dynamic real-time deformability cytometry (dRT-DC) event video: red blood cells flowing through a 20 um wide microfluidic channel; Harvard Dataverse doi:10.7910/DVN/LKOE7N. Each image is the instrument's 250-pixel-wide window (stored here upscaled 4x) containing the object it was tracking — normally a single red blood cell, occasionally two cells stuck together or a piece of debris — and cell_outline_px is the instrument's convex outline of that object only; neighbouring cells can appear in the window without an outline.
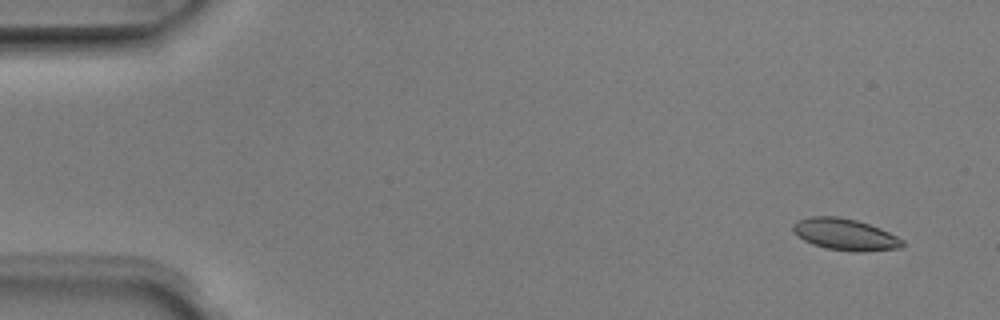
{"species": "Egyptian fruit bat (a non-hibernating species)", "species_latin": "Rousettus aegyptiacus", "temperature_condition": "room temperature", "stored_images_in_passage": 6, "camera_frame_rate_fps": 3000, "um_per_image_px": 0.085, "animal": {"sex": "male"}, "frame": {"image": 1, "passage_image": 1, "time_ms": 0.0, "image_size_px": [1000, 320], "cell_outline_px": [[904, 244], [900, 248], [864, 252], [852, 252], [828, 248], [812, 244], [804, 240], [792, 232], [792, 224], [808, 216], [836, 216], [856, 220], [880, 228], [904, 240]], "centroid_in_image_um": [71.82, 19.93], "position_along_channel_um": 13.2, "area_um2": 20.17}}
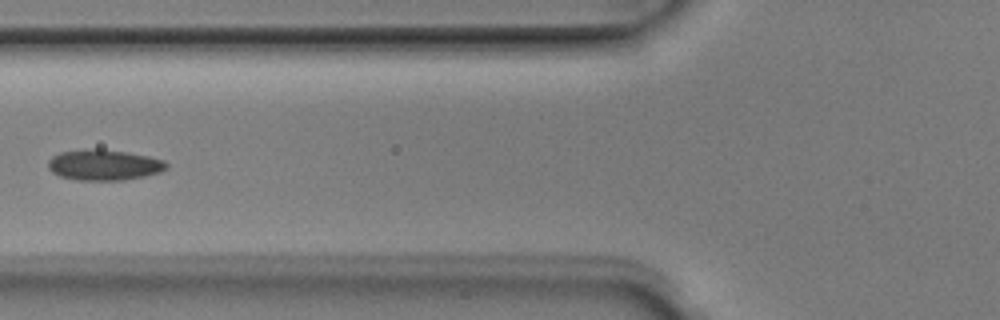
{"frame": {"image": 2, "passage_image": 5, "time_ms": 1.333, "image_size_px": [1000, 320], "cell_outline_px": [[168, 168], [160, 172], [144, 176], [124, 180], [76, 180], [60, 176], [52, 172], [48, 168], [48, 160], [52, 156], [60, 152], [96, 148], [128, 152], [148, 156], [164, 160], [168, 164]], "centroid_in_image_um": [8.84, 14.02], "position_along_channel_um": 117.0, "area_um2": 21.27}}
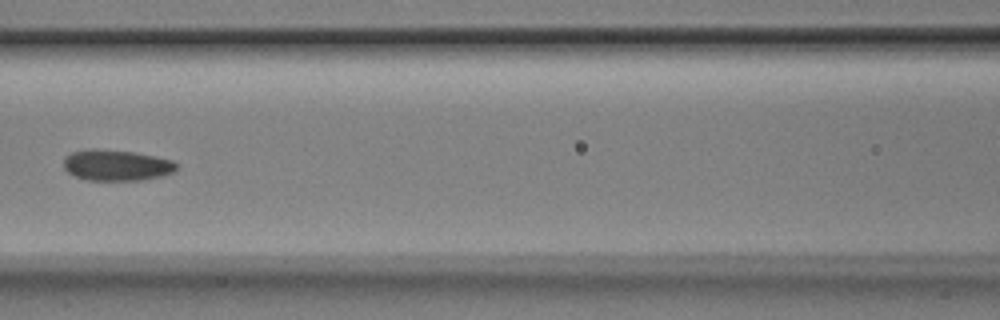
{"frame": {"image": 3, "passage_image": 6, "time_ms": 1.667, "image_size_px": [1000, 320], "cell_outline_px": [[180, 164], [172, 172], [160, 176], [140, 180], [84, 180], [68, 172], [64, 168], [64, 156], [72, 152], [88, 148], [96, 148], [136, 152], [156, 156], [172, 160]], "centroid_in_image_um": [9.89, 14.02], "position_along_channel_um": 156.7, "area_um2": 20.58}}